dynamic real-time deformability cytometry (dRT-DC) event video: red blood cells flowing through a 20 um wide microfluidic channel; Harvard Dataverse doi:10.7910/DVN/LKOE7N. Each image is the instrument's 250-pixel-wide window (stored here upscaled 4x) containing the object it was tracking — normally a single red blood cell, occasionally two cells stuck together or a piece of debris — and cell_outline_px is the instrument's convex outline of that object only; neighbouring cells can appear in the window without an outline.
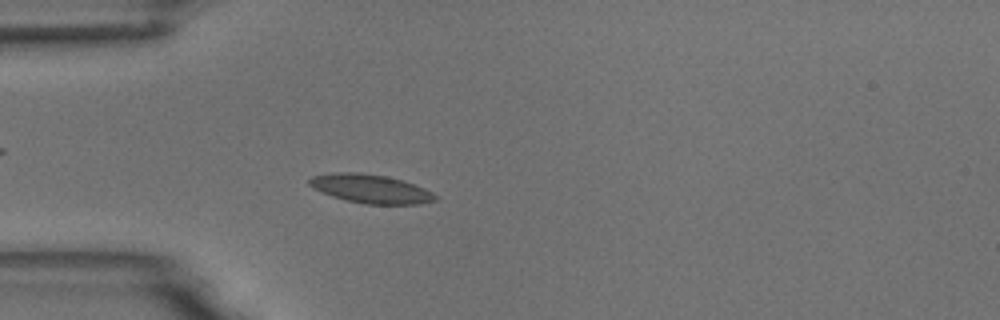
{"species": "common noctule bat (a hibernating species)", "species_latin": "Nyctalus noctula", "temperature_condition": "room temperature", "stored_images_in_passage": 5, "camera_frame_rate_fps": 3000, "um_per_image_px": 0.085, "animal": {"sex": "male", "body_mass_g": 18.8}, "frame": {"image": 1, "passage_image": 5, "time_ms": 5.333, "image_size_px": [1000, 320], "cell_outline_px": [[440, 196], [436, 200], [420, 204], [364, 204], [332, 196], [312, 188], [308, 184], [308, 180], [312, 176], [336, 172], [360, 172], [388, 176], [424, 188]], "centroid_in_image_um": [31.51, 16.04], "position_along_channel_um": 53.5, "area_um2": 21.1}}